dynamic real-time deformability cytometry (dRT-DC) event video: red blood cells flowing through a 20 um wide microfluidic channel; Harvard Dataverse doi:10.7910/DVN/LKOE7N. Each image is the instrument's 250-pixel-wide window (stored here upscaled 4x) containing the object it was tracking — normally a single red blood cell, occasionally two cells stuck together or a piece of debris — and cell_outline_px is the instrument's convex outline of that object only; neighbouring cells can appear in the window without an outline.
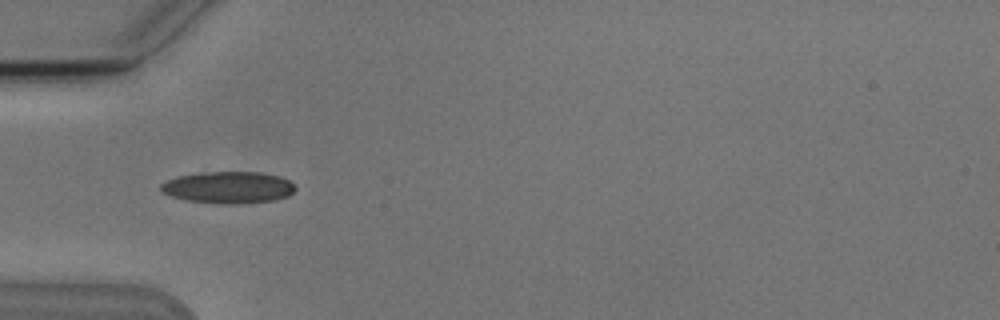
{"species": "Egyptian fruit bat (a non-hibernating species)", "species_latin": "Rousettus aegyptiacus", "temperature_condition": "cold", "stored_images_in_passage": 10, "camera_frame_rate_fps": 3000, "um_per_image_px": 0.085, "animal": {"sex": "male"}, "frame": {"image": 1, "passage_image": 5, "time_ms": 5.667, "image_size_px": [1000, 320], "cell_outline_px": [[296, 188], [288, 196], [276, 200], [236, 204], [216, 204], [184, 200], [160, 192], [160, 184], [176, 176], [200, 172], [260, 172], [280, 176], [288, 180]], "centroid_in_image_um": [19.37, 15.93], "position_along_channel_um": 65.6, "area_um2": 25.2}}
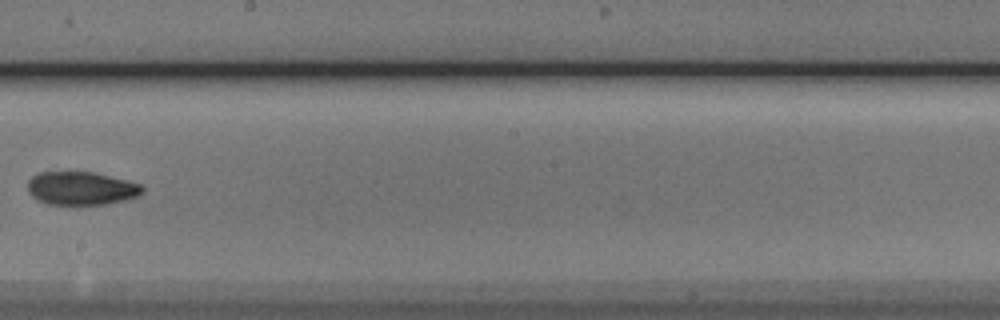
{"frame": {"image": 2, "passage_image": 9, "time_ms": 10.333, "image_size_px": [1000, 320], "cell_outline_px": [[144, 192], [140, 196], [108, 204], [48, 204], [36, 200], [28, 192], [28, 180], [32, 176], [40, 172], [92, 172], [128, 180], [140, 184], [144, 188]], "centroid_in_image_um": [6.92, 16.01], "position_along_channel_um": 241.3, "area_um2": 22.37}}
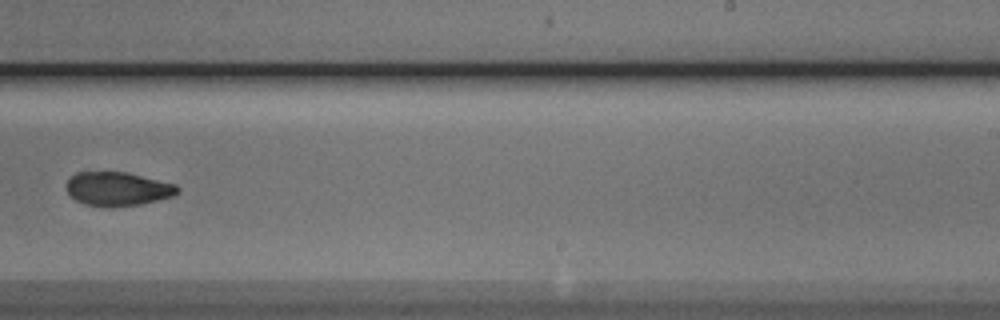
{"frame": {"image": 3, "passage_image": 10, "time_ms": 11.333, "image_size_px": [1000, 320], "cell_outline_px": [[180, 192], [172, 196], [140, 204], [112, 208], [84, 204], [76, 200], [64, 188], [68, 180], [76, 172], [128, 172], [176, 184], [180, 188]], "centroid_in_image_um": [10.0, 16.06], "position_along_channel_um": 279.0, "area_um2": 22.08}}